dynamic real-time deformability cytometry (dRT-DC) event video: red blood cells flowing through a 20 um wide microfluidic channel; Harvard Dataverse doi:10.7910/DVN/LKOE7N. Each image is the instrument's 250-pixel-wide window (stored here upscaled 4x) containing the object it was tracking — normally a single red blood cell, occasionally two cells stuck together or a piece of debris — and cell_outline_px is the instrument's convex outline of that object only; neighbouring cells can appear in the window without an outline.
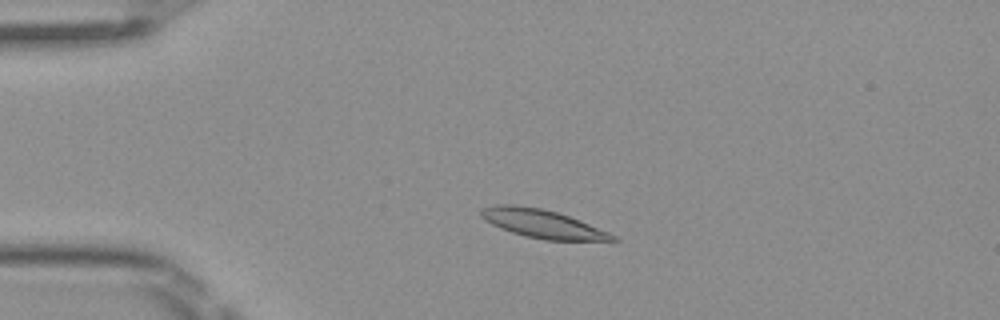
{"species": "Egyptian fruit bat (a non-hibernating species)", "species_latin": "Rousettus aegyptiacus", "temperature_condition": "room temperature", "stored_images_in_passage": 4, "camera_frame_rate_fps": 3000, "um_per_image_px": 0.085, "frame": {"image": 1, "passage_image": 3, "time_ms": 0.667, "image_size_px": [1000, 320], "cell_outline_px": [[620, 240], [544, 240], [512, 232], [500, 228], [484, 220], [480, 216], [480, 208], [496, 204], [516, 204], [540, 208], [556, 212], [580, 220], [608, 232], [616, 236]], "centroid_in_image_um": [46.05, 19.0], "position_along_channel_um": 39.0, "area_um2": 21.62}}